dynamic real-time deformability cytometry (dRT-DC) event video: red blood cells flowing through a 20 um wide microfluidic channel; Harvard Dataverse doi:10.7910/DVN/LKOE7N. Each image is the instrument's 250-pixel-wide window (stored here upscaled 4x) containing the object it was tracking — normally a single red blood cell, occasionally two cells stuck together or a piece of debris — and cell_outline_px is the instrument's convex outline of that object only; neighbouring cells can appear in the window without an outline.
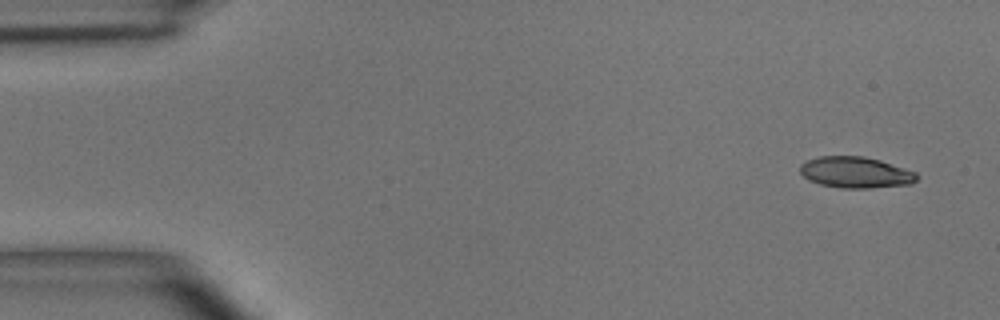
{"species": "common noctule bat (a hibernating species)", "species_latin": "Nyctalus noctula", "temperature_condition": "room temperature", "stored_images_in_passage": 4, "camera_frame_rate_fps": 3000, "um_per_image_px": 0.085, "animal": {"sex": "male", "body_mass_g": 15.6}, "frame": {"image": 1, "passage_image": 1, "time_ms": 0.0, "image_size_px": [1000, 320], "cell_outline_px": [[916, 180], [912, 184], [868, 188], [840, 188], [820, 184], [808, 180], [800, 172], [800, 164], [808, 160], [820, 156], [864, 156], [880, 160], [916, 172]], "centroid_in_image_um": [72.71, 14.65], "position_along_channel_um": 12.3, "area_um2": 21.15}}
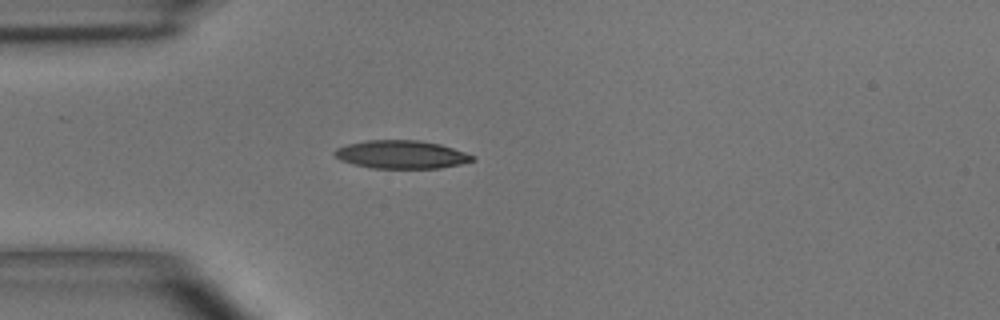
{"frame": {"image": 2, "passage_image": 4, "time_ms": 3.667, "image_size_px": [1000, 320], "cell_outline_px": [[476, 160], [460, 164], [440, 168], [372, 168], [352, 164], [340, 160], [332, 152], [336, 148], [348, 144], [364, 140], [420, 140], [440, 144], [476, 156]], "centroid_in_image_um": [34.11, 13.13], "position_along_channel_um": 50.9, "area_um2": 22.72}}